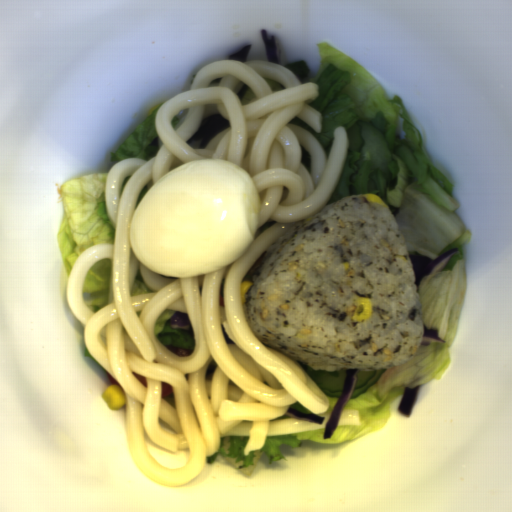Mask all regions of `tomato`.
I'll list each match as a JSON object with an SVG mask.
<instances>
[{
	"label": "tomato",
	"mask_w": 512,
	"mask_h": 512,
	"mask_svg": "<svg viewBox=\"0 0 512 512\" xmlns=\"http://www.w3.org/2000/svg\"><path fill=\"white\" fill-rule=\"evenodd\" d=\"M173 388L166 383H161V398H168L172 395Z\"/></svg>",
	"instance_id": "da07e99c"
},
{
	"label": "tomato",
	"mask_w": 512,
	"mask_h": 512,
	"mask_svg": "<svg viewBox=\"0 0 512 512\" xmlns=\"http://www.w3.org/2000/svg\"><path fill=\"white\" fill-rule=\"evenodd\" d=\"M166 348L173 355H176V356L181 357V358L185 357V356H189L192 353L190 351V349H186V348H182V347L166 346Z\"/></svg>",
	"instance_id": "512abeb7"
}]
</instances>
